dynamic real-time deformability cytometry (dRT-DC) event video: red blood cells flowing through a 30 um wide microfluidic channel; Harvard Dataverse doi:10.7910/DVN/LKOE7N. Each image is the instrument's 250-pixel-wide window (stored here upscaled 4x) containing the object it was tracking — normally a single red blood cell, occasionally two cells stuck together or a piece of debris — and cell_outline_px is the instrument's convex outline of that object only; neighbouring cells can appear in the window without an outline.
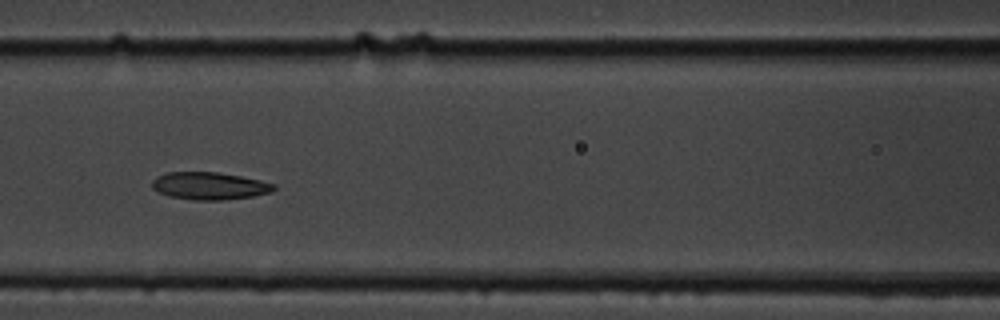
{"species": "common noctule bat (a hibernating species)", "species_latin": "Nyctalus noctula", "temperature_condition": "cold", "stored_images_in_passage": 8, "camera_frame_rate_fps": 3000, "um_per_image_px": 0.085, "animal": {"sex": "male", "body_mass_g": 19.5, "forearm_length_mm": 54.6}, "frame": {"image": 1, "passage_image": 6, "time_ms": 6.667, "image_size_px": [1000, 320], "cell_outline_px": [[276, 188], [272, 192], [252, 196], [224, 200], [192, 200], [168, 196], [152, 188], [152, 180], [156, 176], [168, 172], [216, 172], [240, 176], [260, 180], [276, 184]], "centroid_in_image_um": [17.8, 15.8], "position_along_channel_um": 148.8, "area_um2": 19.54}}
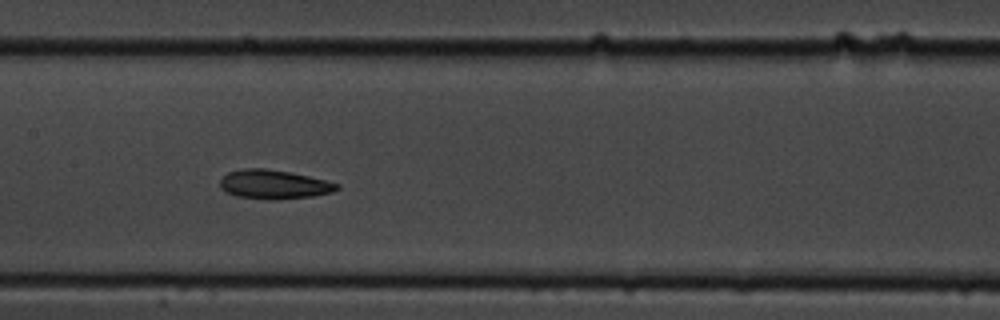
{"frame": {"image": 2, "passage_image": 7, "time_ms": 7.667, "image_size_px": [1000, 320], "cell_outline_px": [[340, 188], [332, 192], [312, 196], [276, 200], [272, 200], [236, 196], [220, 188], [220, 180], [228, 172], [244, 168], [264, 168], [288, 172], [308, 176], [340, 184]], "centroid_in_image_um": [23.28, 15.68], "position_along_channel_um": 184.1, "area_um2": 19.65}}
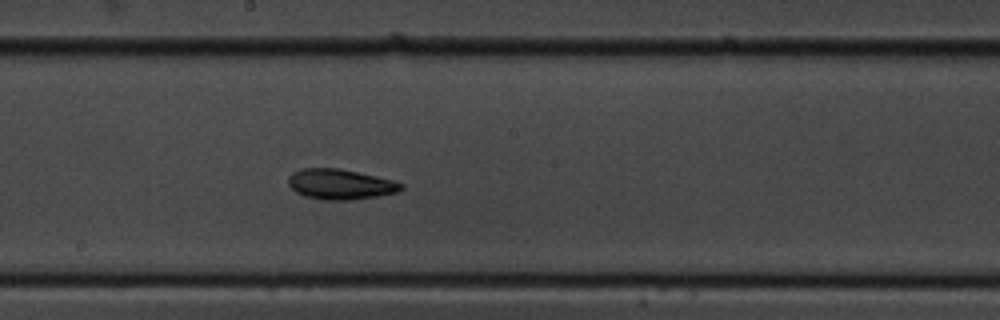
{"frame": {"image": 3, "passage_image": 8, "time_ms": 8.667, "image_size_px": [1000, 320], "cell_outline_px": [[404, 188], [396, 192], [376, 196], [352, 200], [324, 200], [304, 196], [296, 192], [288, 184], [288, 176], [292, 172], [300, 168], [336, 168], [376, 176], [392, 180], [404, 184]], "centroid_in_image_um": [28.89, 15.66], "position_along_channel_um": 219.3, "area_um2": 19.88}}